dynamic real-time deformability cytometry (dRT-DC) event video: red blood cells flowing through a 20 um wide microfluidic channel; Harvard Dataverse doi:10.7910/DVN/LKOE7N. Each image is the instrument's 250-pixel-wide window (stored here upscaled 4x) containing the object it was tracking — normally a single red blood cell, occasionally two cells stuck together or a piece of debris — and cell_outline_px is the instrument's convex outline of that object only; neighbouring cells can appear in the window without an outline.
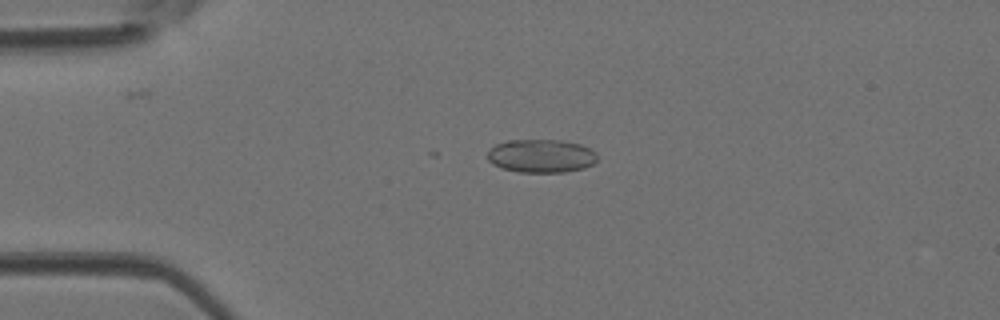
{"species": "Egyptian fruit bat (a non-hibernating species)", "species_latin": "Rousettus aegyptiacus", "temperature_condition": "room temperature", "stored_images_in_passage": 15, "camera_frame_rate_fps": 3000, "um_per_image_px": 0.085, "animal": {"sex": "female"}, "frame": {"image": 1, "passage_image": 10, "time_ms": 3.0, "image_size_px": [1000, 320], "cell_outline_px": [[596, 160], [592, 164], [584, 168], [564, 172], [520, 172], [500, 168], [492, 164], [488, 160], [488, 148], [496, 144], [508, 140], [560, 140], [580, 144], [596, 152]], "centroid_in_image_um": [45.96, 13.25], "position_along_channel_um": 39.0, "area_um2": 21.39}}
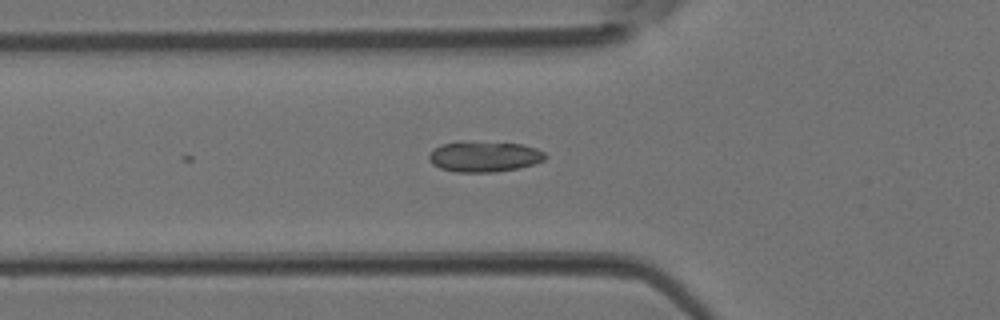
{"frame": {"image": 2, "passage_image": 15, "time_ms": 4.667, "image_size_px": [1000, 320], "cell_outline_px": [[548, 156], [544, 160], [520, 168], [492, 172], [456, 172], [440, 168], [432, 164], [428, 160], [428, 156], [432, 148], [440, 144], [520, 144], [536, 148], [544, 152]], "centroid_in_image_um": [41.15, 13.35], "position_along_channel_um": 84.6, "area_um2": 20.0}}